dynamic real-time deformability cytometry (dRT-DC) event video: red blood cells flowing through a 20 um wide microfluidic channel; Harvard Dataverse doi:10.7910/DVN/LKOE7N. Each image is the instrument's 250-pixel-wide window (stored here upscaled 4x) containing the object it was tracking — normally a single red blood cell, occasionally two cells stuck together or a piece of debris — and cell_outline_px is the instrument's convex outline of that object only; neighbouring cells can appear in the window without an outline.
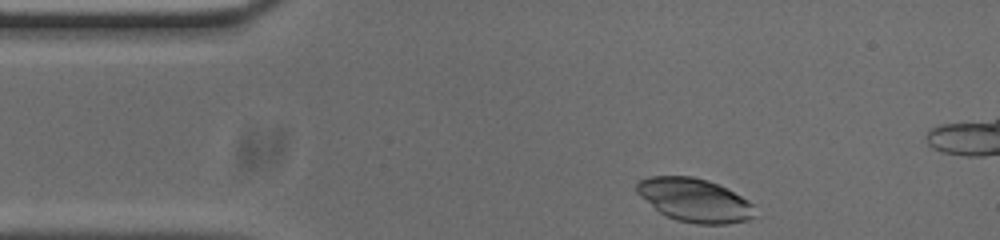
{"species": "common noctule bat (a hibernating species)", "species_latin": "Nyctalus noctula", "temperature_condition": "cold", "stored_images_in_passage": 38, "camera_frame_rate_fps": 3000, "um_per_image_px": 0.085, "animal": {"sex": "male", "body_mass_g": 20.0, "forearm_length_mm": 53.3}, "frame": {"image": 1, "passage_image": 1, "time_ms": 0.0, "image_size_px": [1000, 240], "cell_outline_px": [[752, 216], [748, 220], [728, 224], [696, 224], [676, 220], [660, 212], [640, 196], [636, 192], [636, 184], [640, 180], [648, 176], [692, 176], [708, 180], [748, 200], [752, 204]], "centroid_in_image_um": [58.99, 17.01], "position_along_channel_um": 26.0, "area_um2": 29.48}}
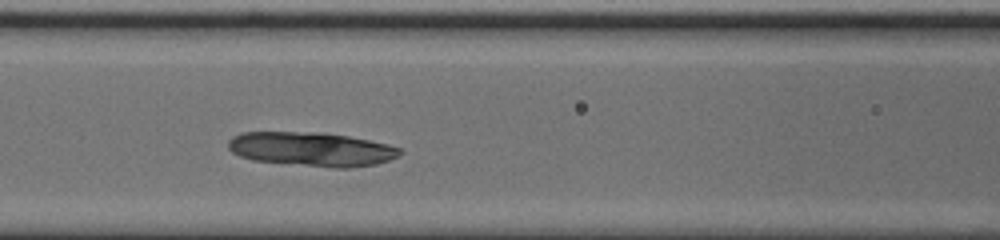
{"frame": {"image": 2, "passage_image": 14, "time_ms": 4.333, "image_size_px": [1000, 240], "cell_outline_px": [[404, 152], [400, 156], [376, 164], [348, 168], [336, 168], [252, 160], [240, 156], [232, 152], [228, 148], [228, 140], [232, 136], [244, 132], [316, 132], [348, 136], [388, 144], [400, 148]], "centroid_in_image_um": [26.49, 12.68], "position_along_channel_um": 140.1, "area_um2": 34.1}}
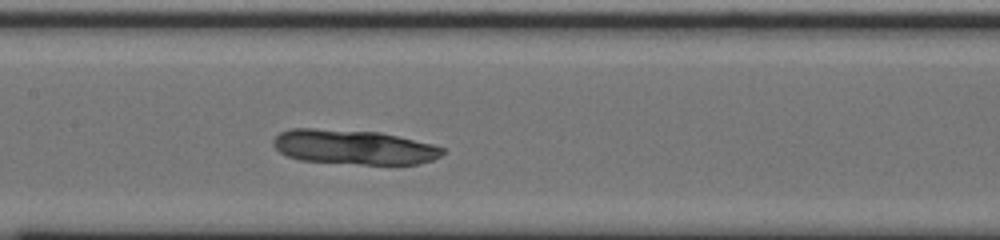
{"frame": {"image": 3, "passage_image": 17, "time_ms": 5.333, "image_size_px": [1000, 240], "cell_outline_px": [[444, 152], [440, 156], [432, 160], [420, 164], [360, 164], [300, 160], [288, 156], [280, 152], [272, 144], [272, 140], [280, 132], [292, 128], [312, 128], [380, 132], [432, 144], [444, 148]], "centroid_in_image_um": [30.05, 12.5], "position_along_channel_um": 177.3, "area_um2": 34.1}}